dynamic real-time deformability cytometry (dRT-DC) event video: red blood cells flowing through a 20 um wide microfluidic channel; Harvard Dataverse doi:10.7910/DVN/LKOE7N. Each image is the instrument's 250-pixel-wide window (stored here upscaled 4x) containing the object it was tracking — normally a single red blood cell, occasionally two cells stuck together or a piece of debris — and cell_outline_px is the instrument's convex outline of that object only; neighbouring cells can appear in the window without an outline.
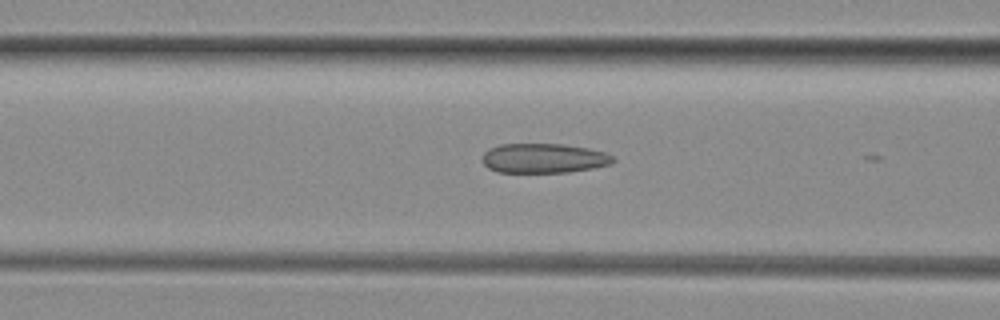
{"species": "common noctule bat (a hibernating species)", "species_latin": "Nyctalus noctula", "temperature_condition": "room temperature", "stored_images_in_passage": 20, "camera_frame_rate_fps": 3000, "um_per_image_px": 0.085, "animal": {"sex": "female", "body_mass_g": 29.2, "forearm_length_mm": 56.3}, "frame": {"image": 1, "passage_image": 19, "time_ms": 6.0, "image_size_px": [1000, 320], "cell_outline_px": [[616, 160], [612, 164], [596, 168], [568, 172], [496, 172], [488, 168], [480, 160], [480, 156], [488, 148], [500, 144], [564, 144], [588, 148], [604, 152], [612, 156]], "centroid_in_image_um": [46.19, 13.45], "position_along_channel_um": 120.4, "area_um2": 22.89}}